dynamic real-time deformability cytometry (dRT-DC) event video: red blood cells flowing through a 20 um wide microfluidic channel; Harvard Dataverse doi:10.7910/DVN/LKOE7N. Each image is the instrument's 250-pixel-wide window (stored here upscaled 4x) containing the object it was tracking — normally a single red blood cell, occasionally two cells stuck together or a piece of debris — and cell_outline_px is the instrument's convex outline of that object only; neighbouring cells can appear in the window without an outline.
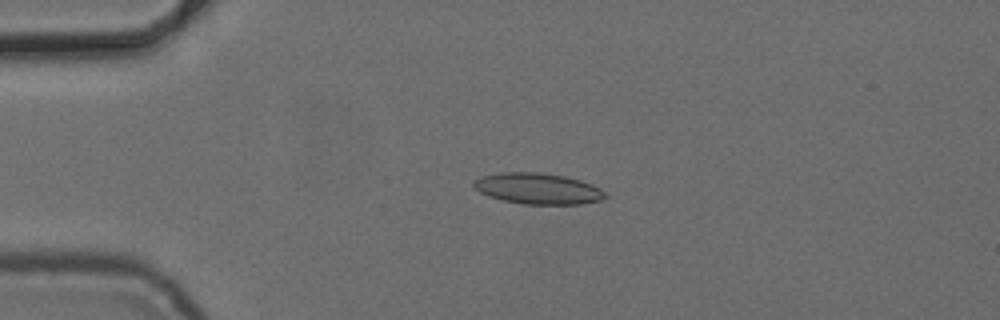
{"species": "common noctule bat (a hibernating species)", "species_latin": "Nyctalus noctula", "temperature_condition": "cold", "stored_images_in_passage": 4, "camera_frame_rate_fps": 3000, "um_per_image_px": 0.085, "animal": {"sex": "female", "body_mass_g": 24.6, "forearm_length_mm": 56.2}, "frame": {"image": 1, "passage_image": 3, "time_ms": 3.333, "image_size_px": [1000, 320], "cell_outline_px": [[608, 196], [604, 200], [580, 204], [524, 204], [504, 200], [488, 196], [472, 188], [472, 184], [480, 176], [500, 172], [540, 172], [564, 176], [580, 180], [592, 184], [600, 188]], "centroid_in_image_um": [45.72, 16.03], "position_along_channel_um": 39.3, "area_um2": 23.93}}